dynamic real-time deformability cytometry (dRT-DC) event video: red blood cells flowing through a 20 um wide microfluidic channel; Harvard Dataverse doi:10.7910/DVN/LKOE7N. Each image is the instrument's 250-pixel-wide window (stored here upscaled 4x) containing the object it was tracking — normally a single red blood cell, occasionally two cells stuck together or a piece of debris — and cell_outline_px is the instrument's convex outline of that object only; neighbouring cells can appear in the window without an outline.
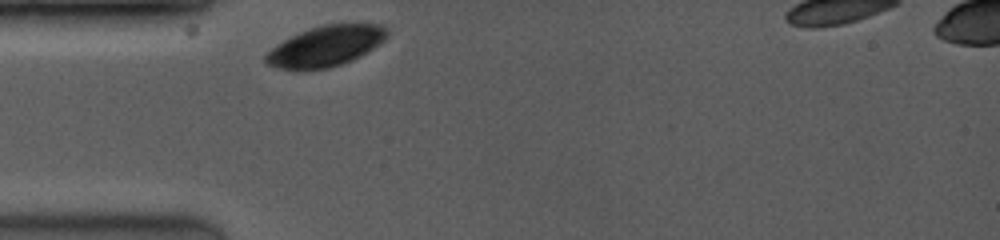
{"species": "common noctule bat (a hibernating species)", "species_latin": "Nyctalus noctula", "temperature_condition": "room temperature", "stored_images_in_passage": 9, "camera_frame_rate_fps": 3500, "um_per_image_px": 0.085, "animal": {"sex": "female", "body_mass_g": 19.0, "forearm_length_mm": 53.3}, "frame": {"image": 1, "passage_image": 1, "time_ms": 0.0, "image_size_px": [1000, 240], "cell_outline_px": [[388, 36], [380, 44], [360, 56], [352, 60], [328, 68], [300, 72], [280, 68], [268, 64], [264, 60], [264, 56], [272, 48], [284, 40], [300, 32], [324, 24], [384, 24], [388, 28]], "centroid_in_image_um": [27.7, 3.94], "position_along_channel_um": 57.3, "area_um2": 28.78}}
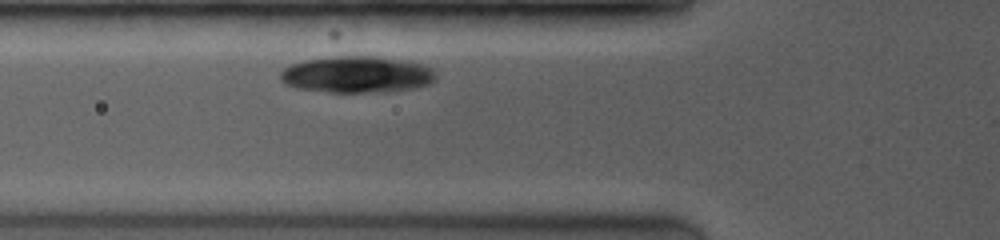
{"frame": {"image": 2, "passage_image": 4, "time_ms": 1.143, "image_size_px": [1000, 240], "cell_outline_px": [[436, 80], [428, 84], [412, 88], [364, 92], [332, 92], [296, 88], [280, 80], [280, 72], [284, 68], [292, 64], [304, 60], [336, 56], [376, 56], [404, 60], [420, 64], [432, 68], [436, 72]], "centroid_in_image_um": [30.32, 6.31], "position_along_channel_um": 95.5, "area_um2": 32.83}}